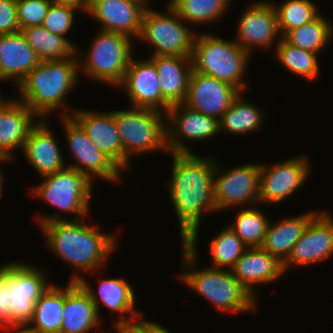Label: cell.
Returning <instances> with one entry per match:
<instances>
[{"instance_id":"obj_1","label":"cell","mask_w":333,"mask_h":333,"mask_svg":"<svg viewBox=\"0 0 333 333\" xmlns=\"http://www.w3.org/2000/svg\"><path fill=\"white\" fill-rule=\"evenodd\" d=\"M171 154L169 196L179 220L184 268L194 269L197 267L196 241L201 215L207 211L216 212L213 190L216 162L212 157L204 159L193 152Z\"/></svg>"},{"instance_id":"obj_2","label":"cell","mask_w":333,"mask_h":333,"mask_svg":"<svg viewBox=\"0 0 333 333\" xmlns=\"http://www.w3.org/2000/svg\"><path fill=\"white\" fill-rule=\"evenodd\" d=\"M59 212L50 217L38 216L47 245L56 257L80 271L100 270L107 257L116 248L117 238L100 233L98 227L83 224L80 220L66 221Z\"/></svg>"},{"instance_id":"obj_3","label":"cell","mask_w":333,"mask_h":333,"mask_svg":"<svg viewBox=\"0 0 333 333\" xmlns=\"http://www.w3.org/2000/svg\"><path fill=\"white\" fill-rule=\"evenodd\" d=\"M79 62L77 55L70 59L42 61L17 86L24 102L39 119L64 108L62 116H71L69 107H64L66 95L77 85ZM67 111H66V110Z\"/></svg>"},{"instance_id":"obj_4","label":"cell","mask_w":333,"mask_h":333,"mask_svg":"<svg viewBox=\"0 0 333 333\" xmlns=\"http://www.w3.org/2000/svg\"><path fill=\"white\" fill-rule=\"evenodd\" d=\"M250 56L235 40L197 33L191 60L195 72L231 84L243 93L247 89L243 74Z\"/></svg>"},{"instance_id":"obj_5","label":"cell","mask_w":333,"mask_h":333,"mask_svg":"<svg viewBox=\"0 0 333 333\" xmlns=\"http://www.w3.org/2000/svg\"><path fill=\"white\" fill-rule=\"evenodd\" d=\"M113 116L125 151V168L130 166L131 155L156 150L168 152L167 122L163 112L131 107L128 110H115Z\"/></svg>"},{"instance_id":"obj_6","label":"cell","mask_w":333,"mask_h":333,"mask_svg":"<svg viewBox=\"0 0 333 333\" xmlns=\"http://www.w3.org/2000/svg\"><path fill=\"white\" fill-rule=\"evenodd\" d=\"M189 288L210 300L220 311L232 313L256 310V299L234 277L229 269L206 267L186 270L179 276Z\"/></svg>"},{"instance_id":"obj_7","label":"cell","mask_w":333,"mask_h":333,"mask_svg":"<svg viewBox=\"0 0 333 333\" xmlns=\"http://www.w3.org/2000/svg\"><path fill=\"white\" fill-rule=\"evenodd\" d=\"M94 38L86 59L77 54L79 72L90 78L111 86H118L125 75L132 58V44L130 37L114 32L99 30Z\"/></svg>"},{"instance_id":"obj_8","label":"cell","mask_w":333,"mask_h":333,"mask_svg":"<svg viewBox=\"0 0 333 333\" xmlns=\"http://www.w3.org/2000/svg\"><path fill=\"white\" fill-rule=\"evenodd\" d=\"M42 177L43 181L34 188V194L60 211L74 214L76 217L72 220L89 216L94 181L69 167Z\"/></svg>"},{"instance_id":"obj_9","label":"cell","mask_w":333,"mask_h":333,"mask_svg":"<svg viewBox=\"0 0 333 333\" xmlns=\"http://www.w3.org/2000/svg\"><path fill=\"white\" fill-rule=\"evenodd\" d=\"M165 14L152 8L145 9L138 39L154 46V55L191 57L196 33L191 32L184 20L168 5Z\"/></svg>"},{"instance_id":"obj_10","label":"cell","mask_w":333,"mask_h":333,"mask_svg":"<svg viewBox=\"0 0 333 333\" xmlns=\"http://www.w3.org/2000/svg\"><path fill=\"white\" fill-rule=\"evenodd\" d=\"M61 119L71 154L78 163L68 167L85 174L91 181L93 176L110 182L121 181V168L95 145L82 127L71 116Z\"/></svg>"},{"instance_id":"obj_11","label":"cell","mask_w":333,"mask_h":333,"mask_svg":"<svg viewBox=\"0 0 333 333\" xmlns=\"http://www.w3.org/2000/svg\"><path fill=\"white\" fill-rule=\"evenodd\" d=\"M9 306L12 322L25 328L32 319L35 303L49 288L45 275L24 262L9 263Z\"/></svg>"},{"instance_id":"obj_12","label":"cell","mask_w":333,"mask_h":333,"mask_svg":"<svg viewBox=\"0 0 333 333\" xmlns=\"http://www.w3.org/2000/svg\"><path fill=\"white\" fill-rule=\"evenodd\" d=\"M165 115L169 121L166 123L169 153H191L184 139L203 141L220 133L218 119L195 111L183 103L170 106Z\"/></svg>"},{"instance_id":"obj_13","label":"cell","mask_w":333,"mask_h":333,"mask_svg":"<svg viewBox=\"0 0 333 333\" xmlns=\"http://www.w3.org/2000/svg\"><path fill=\"white\" fill-rule=\"evenodd\" d=\"M220 169V171H219ZM224 172L215 167L214 173V202L216 212L232 206H242L243 204L260 203L259 182L260 165L246 164L229 169ZM219 174H222L221 176ZM251 201V202H250Z\"/></svg>"},{"instance_id":"obj_14","label":"cell","mask_w":333,"mask_h":333,"mask_svg":"<svg viewBox=\"0 0 333 333\" xmlns=\"http://www.w3.org/2000/svg\"><path fill=\"white\" fill-rule=\"evenodd\" d=\"M308 157H292L271 166L260 165V203H280L301 188L310 174Z\"/></svg>"},{"instance_id":"obj_15","label":"cell","mask_w":333,"mask_h":333,"mask_svg":"<svg viewBox=\"0 0 333 333\" xmlns=\"http://www.w3.org/2000/svg\"><path fill=\"white\" fill-rule=\"evenodd\" d=\"M333 253V219L327 211L318 212L283 262L284 271L291 265L321 262ZM288 268V269H287Z\"/></svg>"},{"instance_id":"obj_16","label":"cell","mask_w":333,"mask_h":333,"mask_svg":"<svg viewBox=\"0 0 333 333\" xmlns=\"http://www.w3.org/2000/svg\"><path fill=\"white\" fill-rule=\"evenodd\" d=\"M239 93L231 84L192 70L183 104L219 120Z\"/></svg>"},{"instance_id":"obj_17","label":"cell","mask_w":333,"mask_h":333,"mask_svg":"<svg viewBox=\"0 0 333 333\" xmlns=\"http://www.w3.org/2000/svg\"><path fill=\"white\" fill-rule=\"evenodd\" d=\"M83 12L100 22L102 31L138 38L145 8L129 0H87Z\"/></svg>"},{"instance_id":"obj_18","label":"cell","mask_w":333,"mask_h":333,"mask_svg":"<svg viewBox=\"0 0 333 333\" xmlns=\"http://www.w3.org/2000/svg\"><path fill=\"white\" fill-rule=\"evenodd\" d=\"M237 40L240 47L250 54L253 47H271L278 39L277 15L271 2L258 1L250 5L239 20Z\"/></svg>"},{"instance_id":"obj_19","label":"cell","mask_w":333,"mask_h":333,"mask_svg":"<svg viewBox=\"0 0 333 333\" xmlns=\"http://www.w3.org/2000/svg\"><path fill=\"white\" fill-rule=\"evenodd\" d=\"M121 85V86H120ZM154 63L131 58L120 87L126 89L131 107L153 109L162 112V94Z\"/></svg>"},{"instance_id":"obj_20","label":"cell","mask_w":333,"mask_h":333,"mask_svg":"<svg viewBox=\"0 0 333 333\" xmlns=\"http://www.w3.org/2000/svg\"><path fill=\"white\" fill-rule=\"evenodd\" d=\"M150 60L154 63L162 94V112L166 113L170 106L184 103L189 77L192 73L191 57L176 55H154Z\"/></svg>"},{"instance_id":"obj_21","label":"cell","mask_w":333,"mask_h":333,"mask_svg":"<svg viewBox=\"0 0 333 333\" xmlns=\"http://www.w3.org/2000/svg\"><path fill=\"white\" fill-rule=\"evenodd\" d=\"M71 117L82 127L95 145L107 154L122 170L125 169V151L111 112L72 110Z\"/></svg>"},{"instance_id":"obj_22","label":"cell","mask_w":333,"mask_h":333,"mask_svg":"<svg viewBox=\"0 0 333 333\" xmlns=\"http://www.w3.org/2000/svg\"><path fill=\"white\" fill-rule=\"evenodd\" d=\"M86 279L79 275H74L71 281L78 282L85 291L89 294L92 302L96 306V310L99 315V303H102L109 309L119 312L121 314L118 319L114 321V326L122 323H131L135 322L141 318L143 313H139L138 310L136 311L135 308V293L133 292L132 287L125 279L122 278H111V279H100L99 281V290L98 294L95 293L88 284ZM99 299H101L99 301ZM131 313V317L126 318L124 313L125 312ZM130 318V319H129Z\"/></svg>"},{"instance_id":"obj_23","label":"cell","mask_w":333,"mask_h":333,"mask_svg":"<svg viewBox=\"0 0 333 333\" xmlns=\"http://www.w3.org/2000/svg\"><path fill=\"white\" fill-rule=\"evenodd\" d=\"M231 271L254 297H256L254 286L260 283H272L285 273L283 263L262 247L247 248Z\"/></svg>"},{"instance_id":"obj_24","label":"cell","mask_w":333,"mask_h":333,"mask_svg":"<svg viewBox=\"0 0 333 333\" xmlns=\"http://www.w3.org/2000/svg\"><path fill=\"white\" fill-rule=\"evenodd\" d=\"M42 119L30 130L22 152L41 176L53 174L67 167L53 132ZM47 125V126H46Z\"/></svg>"},{"instance_id":"obj_25","label":"cell","mask_w":333,"mask_h":333,"mask_svg":"<svg viewBox=\"0 0 333 333\" xmlns=\"http://www.w3.org/2000/svg\"><path fill=\"white\" fill-rule=\"evenodd\" d=\"M99 324L100 318L89 294L78 282L70 280L64 288L60 333H89L99 328Z\"/></svg>"},{"instance_id":"obj_26","label":"cell","mask_w":333,"mask_h":333,"mask_svg":"<svg viewBox=\"0 0 333 333\" xmlns=\"http://www.w3.org/2000/svg\"><path fill=\"white\" fill-rule=\"evenodd\" d=\"M39 118L24 102L11 100L0 112V154L8 160L21 147ZM34 120V121H33ZM35 122V123H34Z\"/></svg>"},{"instance_id":"obj_27","label":"cell","mask_w":333,"mask_h":333,"mask_svg":"<svg viewBox=\"0 0 333 333\" xmlns=\"http://www.w3.org/2000/svg\"><path fill=\"white\" fill-rule=\"evenodd\" d=\"M40 62L21 31L0 35V81L12 78L18 86Z\"/></svg>"},{"instance_id":"obj_28","label":"cell","mask_w":333,"mask_h":333,"mask_svg":"<svg viewBox=\"0 0 333 333\" xmlns=\"http://www.w3.org/2000/svg\"><path fill=\"white\" fill-rule=\"evenodd\" d=\"M317 213L312 211L296 217L286 218V220L273 225L269 223L261 247L283 263L288 258L292 247L303 235L308 223Z\"/></svg>"},{"instance_id":"obj_29","label":"cell","mask_w":333,"mask_h":333,"mask_svg":"<svg viewBox=\"0 0 333 333\" xmlns=\"http://www.w3.org/2000/svg\"><path fill=\"white\" fill-rule=\"evenodd\" d=\"M63 307L64 288L51 284L35 303L32 319L25 329L31 333H60Z\"/></svg>"},{"instance_id":"obj_30","label":"cell","mask_w":333,"mask_h":333,"mask_svg":"<svg viewBox=\"0 0 333 333\" xmlns=\"http://www.w3.org/2000/svg\"><path fill=\"white\" fill-rule=\"evenodd\" d=\"M20 31L41 62L70 59L78 53L77 45L68 38L51 33L43 26L28 27Z\"/></svg>"},{"instance_id":"obj_31","label":"cell","mask_w":333,"mask_h":333,"mask_svg":"<svg viewBox=\"0 0 333 333\" xmlns=\"http://www.w3.org/2000/svg\"><path fill=\"white\" fill-rule=\"evenodd\" d=\"M241 97L240 92L219 119L220 132L225 131L227 134L243 135L258 130L263 125L262 117L264 116L259 108L249 102L247 103V101H243Z\"/></svg>"},{"instance_id":"obj_32","label":"cell","mask_w":333,"mask_h":333,"mask_svg":"<svg viewBox=\"0 0 333 333\" xmlns=\"http://www.w3.org/2000/svg\"><path fill=\"white\" fill-rule=\"evenodd\" d=\"M321 13L309 23L288 31L282 38L289 44L314 53L332 40L333 26Z\"/></svg>"},{"instance_id":"obj_33","label":"cell","mask_w":333,"mask_h":333,"mask_svg":"<svg viewBox=\"0 0 333 333\" xmlns=\"http://www.w3.org/2000/svg\"><path fill=\"white\" fill-rule=\"evenodd\" d=\"M277 42L276 58L284 68L297 76L305 77L307 81L318 78L320 65H318L317 53L293 46L283 38Z\"/></svg>"},{"instance_id":"obj_34","label":"cell","mask_w":333,"mask_h":333,"mask_svg":"<svg viewBox=\"0 0 333 333\" xmlns=\"http://www.w3.org/2000/svg\"><path fill=\"white\" fill-rule=\"evenodd\" d=\"M230 0H172L169 6L186 23L213 22L227 12Z\"/></svg>"},{"instance_id":"obj_35","label":"cell","mask_w":333,"mask_h":333,"mask_svg":"<svg viewBox=\"0 0 333 333\" xmlns=\"http://www.w3.org/2000/svg\"><path fill=\"white\" fill-rule=\"evenodd\" d=\"M270 221L259 208L239 210L235 222L228 226L248 248L261 247Z\"/></svg>"},{"instance_id":"obj_36","label":"cell","mask_w":333,"mask_h":333,"mask_svg":"<svg viewBox=\"0 0 333 333\" xmlns=\"http://www.w3.org/2000/svg\"><path fill=\"white\" fill-rule=\"evenodd\" d=\"M280 37L288 31L314 20L320 12L312 0H286L280 6L274 4Z\"/></svg>"},{"instance_id":"obj_37","label":"cell","mask_w":333,"mask_h":333,"mask_svg":"<svg viewBox=\"0 0 333 333\" xmlns=\"http://www.w3.org/2000/svg\"><path fill=\"white\" fill-rule=\"evenodd\" d=\"M210 244V253L213 262L210 267L220 269L227 267L231 270L248 248L229 227L221 230Z\"/></svg>"},{"instance_id":"obj_38","label":"cell","mask_w":333,"mask_h":333,"mask_svg":"<svg viewBox=\"0 0 333 333\" xmlns=\"http://www.w3.org/2000/svg\"><path fill=\"white\" fill-rule=\"evenodd\" d=\"M84 11L79 4L51 3L42 26L49 32L65 37L75 21L74 10Z\"/></svg>"},{"instance_id":"obj_39","label":"cell","mask_w":333,"mask_h":333,"mask_svg":"<svg viewBox=\"0 0 333 333\" xmlns=\"http://www.w3.org/2000/svg\"><path fill=\"white\" fill-rule=\"evenodd\" d=\"M51 3L49 0H16L17 20L20 30L42 26Z\"/></svg>"},{"instance_id":"obj_40","label":"cell","mask_w":333,"mask_h":333,"mask_svg":"<svg viewBox=\"0 0 333 333\" xmlns=\"http://www.w3.org/2000/svg\"><path fill=\"white\" fill-rule=\"evenodd\" d=\"M9 263L0 267V324L5 328L17 329L12 322L11 308L9 304Z\"/></svg>"},{"instance_id":"obj_41","label":"cell","mask_w":333,"mask_h":333,"mask_svg":"<svg viewBox=\"0 0 333 333\" xmlns=\"http://www.w3.org/2000/svg\"><path fill=\"white\" fill-rule=\"evenodd\" d=\"M19 31L16 0H0V35Z\"/></svg>"},{"instance_id":"obj_42","label":"cell","mask_w":333,"mask_h":333,"mask_svg":"<svg viewBox=\"0 0 333 333\" xmlns=\"http://www.w3.org/2000/svg\"><path fill=\"white\" fill-rule=\"evenodd\" d=\"M116 333H154V322L142 318L131 323H122L113 326Z\"/></svg>"},{"instance_id":"obj_43","label":"cell","mask_w":333,"mask_h":333,"mask_svg":"<svg viewBox=\"0 0 333 333\" xmlns=\"http://www.w3.org/2000/svg\"><path fill=\"white\" fill-rule=\"evenodd\" d=\"M52 3H74V4H79L83 8L86 5L87 0H49Z\"/></svg>"},{"instance_id":"obj_44","label":"cell","mask_w":333,"mask_h":333,"mask_svg":"<svg viewBox=\"0 0 333 333\" xmlns=\"http://www.w3.org/2000/svg\"><path fill=\"white\" fill-rule=\"evenodd\" d=\"M154 333H171L168 329L154 322Z\"/></svg>"},{"instance_id":"obj_45","label":"cell","mask_w":333,"mask_h":333,"mask_svg":"<svg viewBox=\"0 0 333 333\" xmlns=\"http://www.w3.org/2000/svg\"><path fill=\"white\" fill-rule=\"evenodd\" d=\"M129 1H132V2H135V3H138L140 5H142L145 9H149L151 7H149L148 5H146L147 3L146 2H149L147 0H129Z\"/></svg>"},{"instance_id":"obj_46","label":"cell","mask_w":333,"mask_h":333,"mask_svg":"<svg viewBox=\"0 0 333 333\" xmlns=\"http://www.w3.org/2000/svg\"><path fill=\"white\" fill-rule=\"evenodd\" d=\"M1 96V95H0ZM11 100L8 99L7 100H4L0 97V112L4 109V107L10 102Z\"/></svg>"},{"instance_id":"obj_47","label":"cell","mask_w":333,"mask_h":333,"mask_svg":"<svg viewBox=\"0 0 333 333\" xmlns=\"http://www.w3.org/2000/svg\"><path fill=\"white\" fill-rule=\"evenodd\" d=\"M1 172V171H0ZM3 176H2V174L0 173V197H2L1 195H2V189H3V178H2Z\"/></svg>"},{"instance_id":"obj_48","label":"cell","mask_w":333,"mask_h":333,"mask_svg":"<svg viewBox=\"0 0 333 333\" xmlns=\"http://www.w3.org/2000/svg\"><path fill=\"white\" fill-rule=\"evenodd\" d=\"M14 333H31L29 331H27L25 328H17L16 331Z\"/></svg>"},{"instance_id":"obj_49","label":"cell","mask_w":333,"mask_h":333,"mask_svg":"<svg viewBox=\"0 0 333 333\" xmlns=\"http://www.w3.org/2000/svg\"><path fill=\"white\" fill-rule=\"evenodd\" d=\"M7 162L8 161V159H5L1 154H0V162Z\"/></svg>"}]
</instances>
